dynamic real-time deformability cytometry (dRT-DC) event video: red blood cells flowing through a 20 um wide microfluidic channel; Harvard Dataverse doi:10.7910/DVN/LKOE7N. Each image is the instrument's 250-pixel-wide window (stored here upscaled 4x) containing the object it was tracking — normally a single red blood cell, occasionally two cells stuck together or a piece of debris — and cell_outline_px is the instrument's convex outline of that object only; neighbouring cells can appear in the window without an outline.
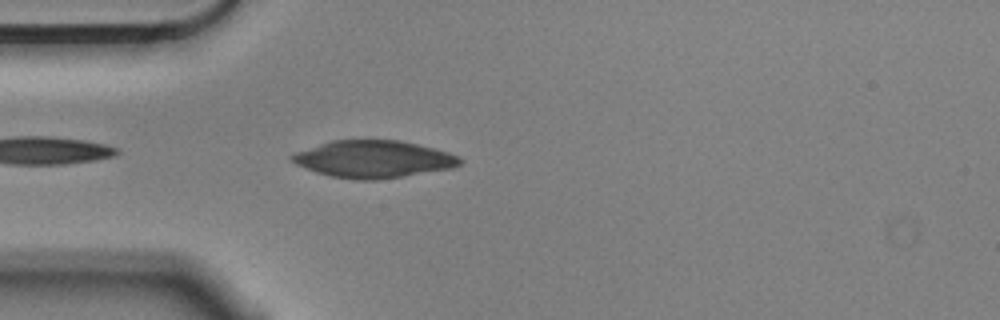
{"species": "Egyptian fruit bat (a non-hibernating species)", "species_latin": "Rousettus aegyptiacus", "temperature_condition": "cold", "stored_images_in_passage": 2, "camera_frame_rate_fps": 3000, "um_per_image_px": 0.085, "animal": {"sex": "male"}, "frame": {"image": 1, "passage_image": 2, "time_ms": 0.333, "image_size_px": [1000, 320], "cell_outline_px": [[464, 160], [460, 164], [452, 168], [376, 180], [352, 180], [332, 176], [316, 172], [296, 164], [288, 156], [296, 152], [332, 140], [400, 140], [448, 152], [460, 156]], "centroid_in_image_um": [31.75, 13.53], "position_along_channel_um": 53.3, "area_um2": 36.18}}